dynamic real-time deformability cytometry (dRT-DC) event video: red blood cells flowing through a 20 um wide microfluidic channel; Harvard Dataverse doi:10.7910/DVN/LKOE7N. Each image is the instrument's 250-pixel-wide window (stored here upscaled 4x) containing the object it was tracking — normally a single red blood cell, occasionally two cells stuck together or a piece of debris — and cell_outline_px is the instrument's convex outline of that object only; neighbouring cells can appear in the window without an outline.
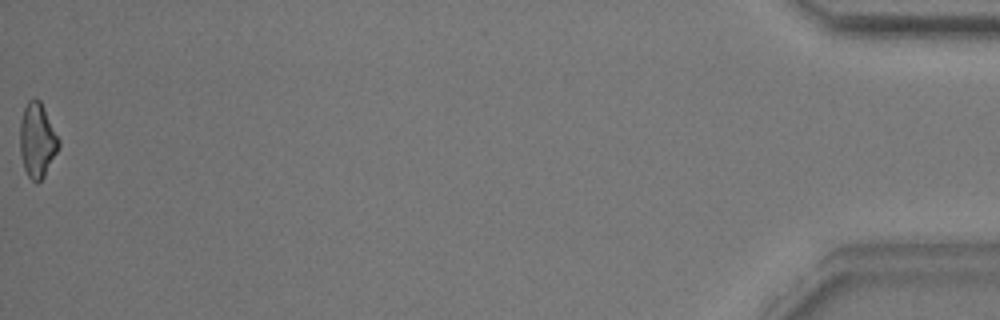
{"species": "common noctule bat (a hibernating species)", "species_latin": "Nyctalus noctula", "temperature_condition": "warm", "stored_images_in_passage": 42, "camera_frame_rate_fps": 3000, "um_per_image_px": 0.085, "animal": {"sex": "male", "body_mass_g": 17.9}, "frame": {"image": 1, "passage_image": 42, "time_ms": 13.667, "image_size_px": [1000, 320], "cell_outline_px": [[60, 144], [44, 176], [36, 184], [28, 176], [24, 168], [20, 152], [20, 120], [24, 108], [28, 100], [32, 96], [36, 96], [40, 100], [60, 140]], "centroid_in_image_um": [3.15, 11.88], "position_along_channel_um": 432.1, "area_um2": 16.82}, "authors_computed_cell_mechanics": {"area_um2": 17.1666, "velocity_mm_per_s": 3.8452, "shape_relaxation_time_tau1_ms": 6.9024, "shape_relaxation_time_tau2_ms": 4.3094, "deformation_change_tau1": 0.2001, "deformation_change_tau2": 0.135}}